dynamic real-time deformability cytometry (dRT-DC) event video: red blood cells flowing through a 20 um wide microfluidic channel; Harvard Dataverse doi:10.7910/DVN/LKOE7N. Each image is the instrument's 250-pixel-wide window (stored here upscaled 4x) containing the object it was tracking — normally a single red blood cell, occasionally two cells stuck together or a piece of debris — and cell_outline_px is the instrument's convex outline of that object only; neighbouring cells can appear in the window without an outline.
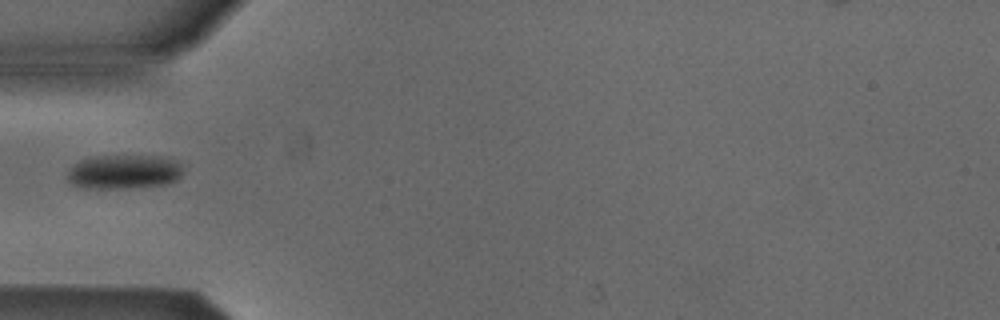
{"species": "Egyptian fruit bat (a non-hibernating species)", "species_latin": "Rousettus aegyptiacus", "temperature_condition": "cold", "stored_images_in_passage": 32, "camera_frame_rate_fps": 3000, "um_per_image_px": 0.085, "animal": {"sex": "male"}, "frame": {"image": 1, "passage_image": 1, "time_ms": 0.0, "image_size_px": [1000, 320], "cell_outline_px": [[184, 168], [180, 176], [176, 180], [168, 184], [136, 188], [80, 188], [72, 184], [68, 180], [68, 172], [80, 160], [96, 156], [160, 156], [176, 160]], "centroid_in_image_um": [10.58, 14.62], "position_along_channel_um": 74.4, "area_um2": 23.18}}
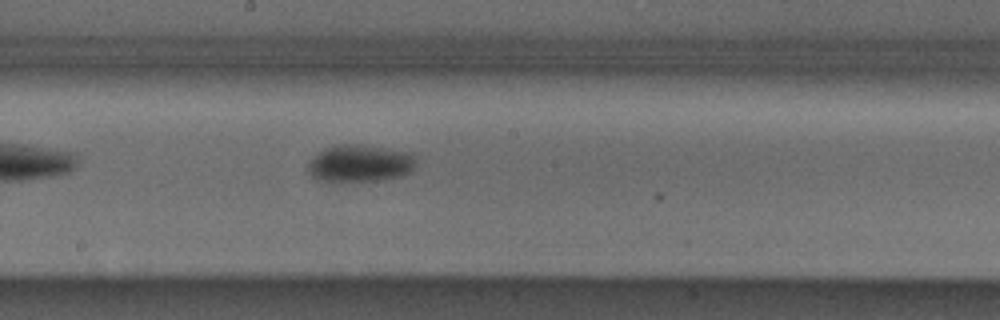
{"frame": {"image": 2, "passage_image": 12, "time_ms": 3.667, "image_size_px": [1000, 320], "cell_outline_px": [[416, 164], [412, 172], [404, 176], [384, 180], [332, 184], [316, 180], [312, 176], [308, 168], [308, 164], [312, 156], [324, 148], [336, 144], [364, 144], [412, 152], [416, 156]], "centroid_in_image_um": [30.6, 13.92], "position_along_channel_um": 217.6, "area_um2": 24.8}}
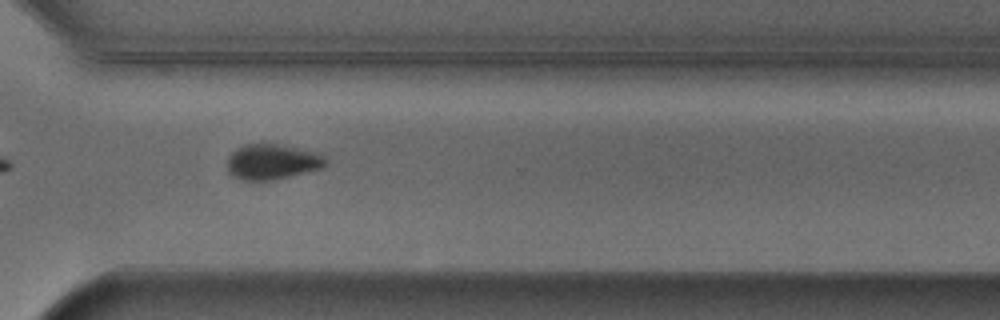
{"frame": {"image": 3, "passage_image": 22, "time_ms": 7.0, "image_size_px": [1000, 320], "cell_outline_px": [[328, 164], [320, 168], [272, 180], [240, 180], [232, 176], [228, 172], [228, 156], [236, 148], [244, 144], [276, 144], [320, 152], [328, 160]], "centroid_in_image_um": [23.13, 13.74], "position_along_channel_um": 347.5, "area_um2": 20.29}}